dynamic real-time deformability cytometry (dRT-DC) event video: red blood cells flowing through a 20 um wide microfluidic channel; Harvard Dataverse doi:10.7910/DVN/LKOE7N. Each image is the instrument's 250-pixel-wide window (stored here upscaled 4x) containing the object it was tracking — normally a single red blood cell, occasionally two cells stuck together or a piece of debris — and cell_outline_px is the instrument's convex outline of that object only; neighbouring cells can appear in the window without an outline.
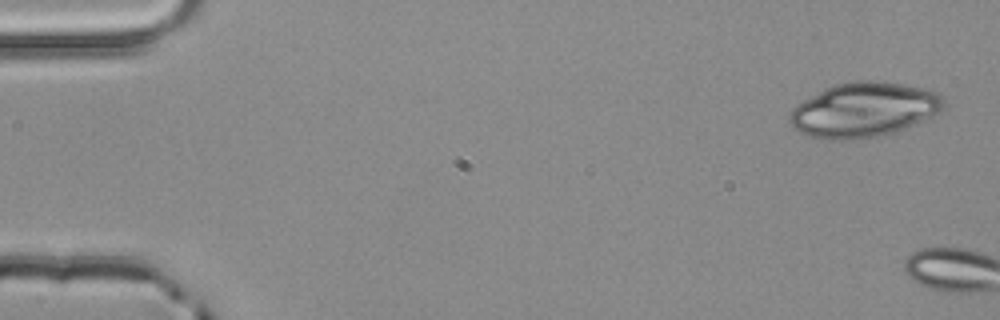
{"species": "common noctule bat (a hibernating species)", "species_latin": "Nyctalus noctula", "temperature_condition": "room temperature", "stored_images_in_passage": 5, "segment_of_instrument_passage": [1, 2], "camera_frame_rate_fps": 3000, "um_per_image_px": 0.085, "animal": {"sex": "male", "body_mass_g": 20.4}, "frame": {"image": 1, "passage_image": 1, "time_ms": 0.0, "image_size_px": [1000, 320], "cell_outline_px": [[944, 108], [940, 112], [932, 116], [904, 128], [884, 136], [852, 140], [820, 140], [808, 136], [792, 128], [788, 120], [788, 112], [792, 108], [804, 100], [824, 88], [836, 84], [852, 80], [872, 80], [904, 84], [928, 88], [944, 96]], "centroid_in_image_um": [73.4, 9.34], "position_along_channel_um": 11.6, "area_um2": 49.82}}